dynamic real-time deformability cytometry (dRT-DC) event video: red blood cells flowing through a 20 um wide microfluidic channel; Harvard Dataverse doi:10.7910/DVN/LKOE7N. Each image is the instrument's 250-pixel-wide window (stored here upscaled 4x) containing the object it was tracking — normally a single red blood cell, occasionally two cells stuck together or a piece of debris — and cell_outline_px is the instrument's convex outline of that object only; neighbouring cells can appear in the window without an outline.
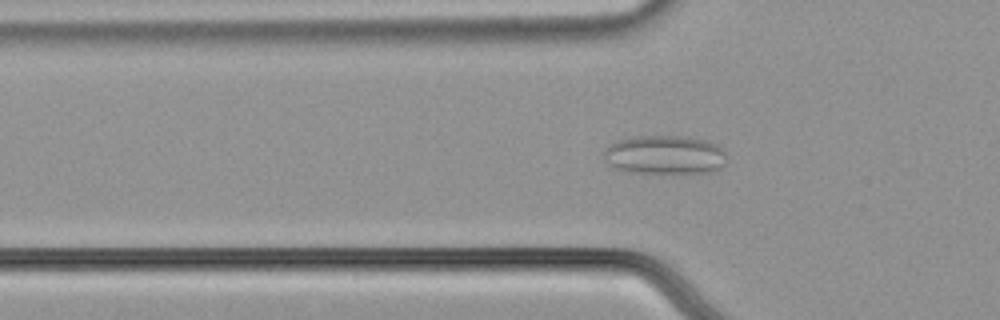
{"species": "common noctule bat (a hibernating species)", "species_latin": "Nyctalus noctula", "temperature_condition": "cold", "stored_images_in_passage": 58, "camera_frame_rate_fps": 3000, "um_per_image_px": 0.085, "animal": {"sex": "male", "body_mass_g": 21.5, "forearm_length_mm": 52.0}, "frame": {"image": 1, "passage_image": 20, "time_ms": 6.333, "image_size_px": [1000, 320], "cell_outline_px": [[724, 164], [720, 168], [712, 172], [676, 176], [628, 172], [608, 168], [604, 160], [604, 148], [608, 144], [616, 140], [636, 136], [688, 136], [704, 140], [716, 144], [724, 152]], "centroid_in_image_um": [56.43, 13.22], "position_along_channel_um": 69.4, "area_um2": 29.25}}
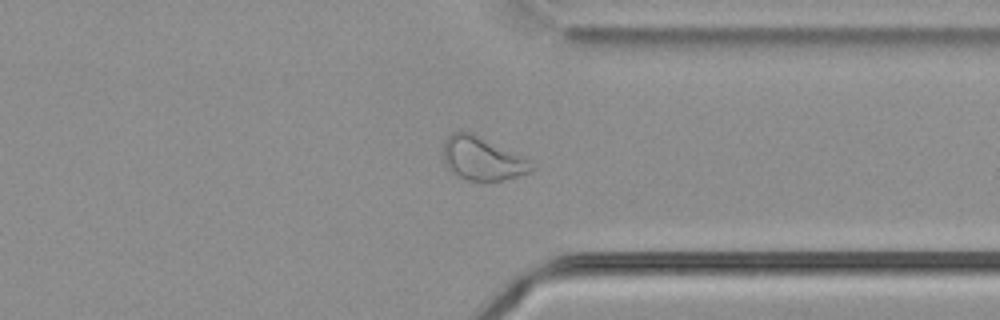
{"frame": {"image": 2, "passage_image": 45, "time_ms": 14.667, "image_size_px": [1000, 320], "cell_outline_px": [[536, 168], [532, 172], [504, 180], [488, 184], [480, 184], [464, 180], [456, 176], [444, 164], [444, 140], [452, 132], [472, 132], [536, 164]], "centroid_in_image_um": [40.99, 13.56], "position_along_channel_um": 370.4, "area_um2": 22.89}}
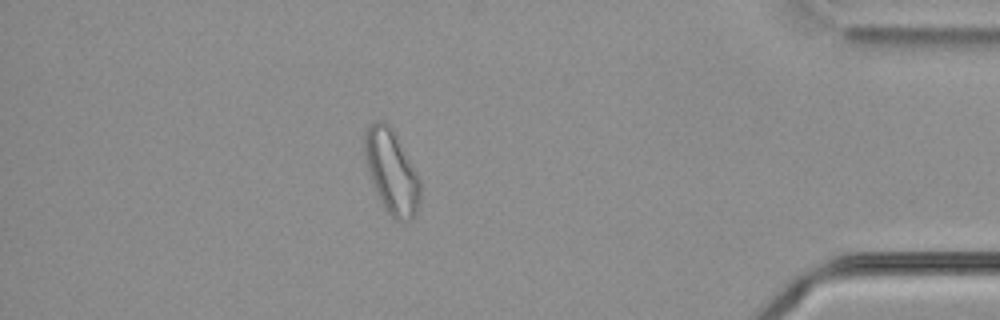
{"frame": {"image": 3, "passage_image": 51, "time_ms": 16.667, "image_size_px": [1000, 320], "cell_outline_px": [[420, 196], [416, 212], [408, 220], [396, 220], [384, 208], [372, 184], [364, 156], [364, 136], [368, 128], [376, 120], [384, 120], [392, 128], [420, 180]], "centroid_in_image_um": [33.26, 14.58], "position_along_channel_um": 401.9, "area_um2": 26.59}, "authors_computed_cell_mechanics": {"area_um2": 26.4724, "velocity_mm_per_s": 3.632, "shape_relaxation_time_tau1_ms": null, "shape_relaxation_time_tau2_ms": 1.7429, "deformation_change_tau1": null, "deformation_change_tau2": 0.0829}}